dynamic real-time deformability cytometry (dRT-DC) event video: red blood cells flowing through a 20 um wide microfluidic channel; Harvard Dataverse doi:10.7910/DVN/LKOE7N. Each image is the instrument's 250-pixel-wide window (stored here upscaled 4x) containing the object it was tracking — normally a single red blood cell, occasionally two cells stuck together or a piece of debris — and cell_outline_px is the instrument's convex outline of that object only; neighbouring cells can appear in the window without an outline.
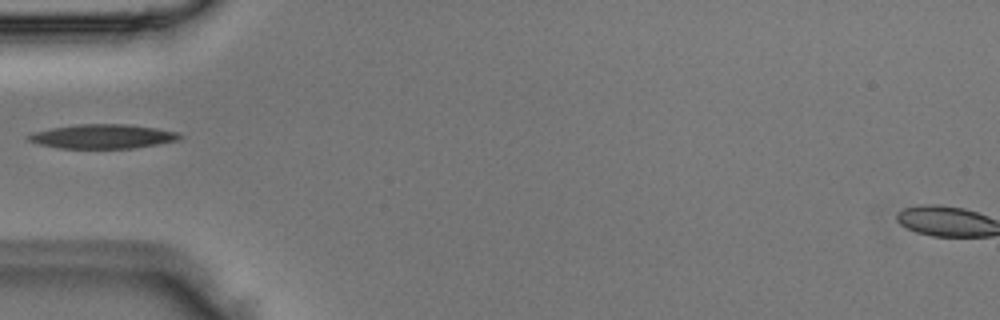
{"species": "Egyptian fruit bat (a non-hibernating species)", "species_latin": "Rousettus aegyptiacus", "temperature_condition": "room temperature", "stored_images_in_passage": 1, "camera_frame_rate_fps": 3000, "um_per_image_px": 0.085, "animal": {"sex": "male"}, "frame": {"image": 1, "passage_image": 1, "time_ms": 0.0, "image_size_px": [1000, 320], "cell_outline_px": [[184, 136], [180, 140], [160, 144], [132, 148], [60, 148], [36, 144], [28, 140], [24, 136], [32, 132], [52, 128], [76, 124], [128, 124], [156, 128], [180, 132]], "centroid_in_image_um": [8.74, 11.59], "position_along_channel_um": 76.3, "area_um2": 21.68}}